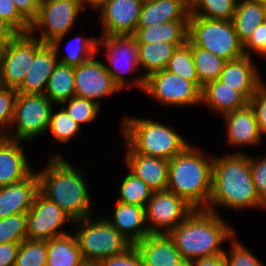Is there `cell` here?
Returning a JSON list of instances; mask_svg holds the SVG:
<instances>
[{
	"instance_id": "bcb514c9",
	"label": "cell",
	"mask_w": 266,
	"mask_h": 266,
	"mask_svg": "<svg viewBox=\"0 0 266 266\" xmlns=\"http://www.w3.org/2000/svg\"><path fill=\"white\" fill-rule=\"evenodd\" d=\"M99 264L101 266H145L135 245H131L121 254L102 260Z\"/></svg>"
},
{
	"instance_id": "30bf717a",
	"label": "cell",
	"mask_w": 266,
	"mask_h": 266,
	"mask_svg": "<svg viewBox=\"0 0 266 266\" xmlns=\"http://www.w3.org/2000/svg\"><path fill=\"white\" fill-rule=\"evenodd\" d=\"M103 46L104 55H106L111 66L106 65L108 73L113 77L114 83L120 90L127 86H135L144 91L145 79L141 75L134 78L130 85L124 74L139 72L138 64V42L132 35L123 36H102L98 41V52Z\"/></svg>"
},
{
	"instance_id": "f6af8a7d",
	"label": "cell",
	"mask_w": 266,
	"mask_h": 266,
	"mask_svg": "<svg viewBox=\"0 0 266 266\" xmlns=\"http://www.w3.org/2000/svg\"><path fill=\"white\" fill-rule=\"evenodd\" d=\"M250 170L256 193L266 205V156L260 159L250 156Z\"/></svg>"
},
{
	"instance_id": "f1b7e54d",
	"label": "cell",
	"mask_w": 266,
	"mask_h": 266,
	"mask_svg": "<svg viewBox=\"0 0 266 266\" xmlns=\"http://www.w3.org/2000/svg\"><path fill=\"white\" fill-rule=\"evenodd\" d=\"M232 21L239 40L244 44L257 26L265 21V4L257 0L237 1Z\"/></svg>"
},
{
	"instance_id": "e0dca14e",
	"label": "cell",
	"mask_w": 266,
	"mask_h": 266,
	"mask_svg": "<svg viewBox=\"0 0 266 266\" xmlns=\"http://www.w3.org/2000/svg\"><path fill=\"white\" fill-rule=\"evenodd\" d=\"M33 170L26 178L0 187V219L27 213L39 191V179Z\"/></svg>"
},
{
	"instance_id": "b9f144b4",
	"label": "cell",
	"mask_w": 266,
	"mask_h": 266,
	"mask_svg": "<svg viewBox=\"0 0 266 266\" xmlns=\"http://www.w3.org/2000/svg\"><path fill=\"white\" fill-rule=\"evenodd\" d=\"M17 91L0 86V135L5 136L12 123ZM8 128V129H7Z\"/></svg>"
},
{
	"instance_id": "d4e9b609",
	"label": "cell",
	"mask_w": 266,
	"mask_h": 266,
	"mask_svg": "<svg viewBox=\"0 0 266 266\" xmlns=\"http://www.w3.org/2000/svg\"><path fill=\"white\" fill-rule=\"evenodd\" d=\"M202 103L223 116L245 107L249 100L240 91L234 90L217 79L203 85L201 89Z\"/></svg>"
},
{
	"instance_id": "836d02e7",
	"label": "cell",
	"mask_w": 266,
	"mask_h": 266,
	"mask_svg": "<svg viewBox=\"0 0 266 266\" xmlns=\"http://www.w3.org/2000/svg\"><path fill=\"white\" fill-rule=\"evenodd\" d=\"M82 35L75 36L69 41L70 43H67L71 45L68 48L66 47V54H64L63 58L57 57L60 63L75 67L97 55L99 38H88Z\"/></svg>"
},
{
	"instance_id": "11a10c76",
	"label": "cell",
	"mask_w": 266,
	"mask_h": 266,
	"mask_svg": "<svg viewBox=\"0 0 266 266\" xmlns=\"http://www.w3.org/2000/svg\"><path fill=\"white\" fill-rule=\"evenodd\" d=\"M82 266H101L99 263L85 262Z\"/></svg>"
},
{
	"instance_id": "603a6c76",
	"label": "cell",
	"mask_w": 266,
	"mask_h": 266,
	"mask_svg": "<svg viewBox=\"0 0 266 266\" xmlns=\"http://www.w3.org/2000/svg\"><path fill=\"white\" fill-rule=\"evenodd\" d=\"M106 220L132 245L149 235L145 207L117 201L114 215Z\"/></svg>"
},
{
	"instance_id": "ba28073f",
	"label": "cell",
	"mask_w": 266,
	"mask_h": 266,
	"mask_svg": "<svg viewBox=\"0 0 266 266\" xmlns=\"http://www.w3.org/2000/svg\"><path fill=\"white\" fill-rule=\"evenodd\" d=\"M82 10L79 0H51L42 3L36 18L30 23L29 33L43 44H51L58 55L60 44ZM35 31H40V36L34 35Z\"/></svg>"
},
{
	"instance_id": "91938a15",
	"label": "cell",
	"mask_w": 266,
	"mask_h": 266,
	"mask_svg": "<svg viewBox=\"0 0 266 266\" xmlns=\"http://www.w3.org/2000/svg\"><path fill=\"white\" fill-rule=\"evenodd\" d=\"M189 4H191V2L193 1V0H186Z\"/></svg>"
},
{
	"instance_id": "1f68e13d",
	"label": "cell",
	"mask_w": 266,
	"mask_h": 266,
	"mask_svg": "<svg viewBox=\"0 0 266 266\" xmlns=\"http://www.w3.org/2000/svg\"><path fill=\"white\" fill-rule=\"evenodd\" d=\"M187 44L192 50V58L199 82L204 85L219 79L227 61L207 49L196 46L189 38Z\"/></svg>"
},
{
	"instance_id": "ab89813d",
	"label": "cell",
	"mask_w": 266,
	"mask_h": 266,
	"mask_svg": "<svg viewBox=\"0 0 266 266\" xmlns=\"http://www.w3.org/2000/svg\"><path fill=\"white\" fill-rule=\"evenodd\" d=\"M27 239V213L0 219V244L21 243Z\"/></svg>"
},
{
	"instance_id": "f5cc1de1",
	"label": "cell",
	"mask_w": 266,
	"mask_h": 266,
	"mask_svg": "<svg viewBox=\"0 0 266 266\" xmlns=\"http://www.w3.org/2000/svg\"><path fill=\"white\" fill-rule=\"evenodd\" d=\"M79 1L83 9L86 6L88 7L90 6V8L92 7L94 10L97 9L98 11L108 0H79Z\"/></svg>"
},
{
	"instance_id": "d6986e66",
	"label": "cell",
	"mask_w": 266,
	"mask_h": 266,
	"mask_svg": "<svg viewBox=\"0 0 266 266\" xmlns=\"http://www.w3.org/2000/svg\"><path fill=\"white\" fill-rule=\"evenodd\" d=\"M20 143L22 141L0 136V187L18 182L34 170Z\"/></svg>"
},
{
	"instance_id": "5bb4252c",
	"label": "cell",
	"mask_w": 266,
	"mask_h": 266,
	"mask_svg": "<svg viewBox=\"0 0 266 266\" xmlns=\"http://www.w3.org/2000/svg\"><path fill=\"white\" fill-rule=\"evenodd\" d=\"M67 222L74 223L56 203L38 191L27 212V239L49 240L67 234V231L60 229Z\"/></svg>"
},
{
	"instance_id": "74e56055",
	"label": "cell",
	"mask_w": 266,
	"mask_h": 266,
	"mask_svg": "<svg viewBox=\"0 0 266 266\" xmlns=\"http://www.w3.org/2000/svg\"><path fill=\"white\" fill-rule=\"evenodd\" d=\"M54 107L55 105L51 110L47 131H50L53 138L60 143H67L81 130V126L68 115L63 107L58 112H55Z\"/></svg>"
},
{
	"instance_id": "d590c367",
	"label": "cell",
	"mask_w": 266,
	"mask_h": 266,
	"mask_svg": "<svg viewBox=\"0 0 266 266\" xmlns=\"http://www.w3.org/2000/svg\"><path fill=\"white\" fill-rule=\"evenodd\" d=\"M166 70L193 82L200 90L203 85L199 82L194 62L192 58L191 47L186 43L178 47L166 65Z\"/></svg>"
},
{
	"instance_id": "8fae6325",
	"label": "cell",
	"mask_w": 266,
	"mask_h": 266,
	"mask_svg": "<svg viewBox=\"0 0 266 266\" xmlns=\"http://www.w3.org/2000/svg\"><path fill=\"white\" fill-rule=\"evenodd\" d=\"M44 44L30 33H18L0 50V86L17 90Z\"/></svg>"
},
{
	"instance_id": "83f0119b",
	"label": "cell",
	"mask_w": 266,
	"mask_h": 266,
	"mask_svg": "<svg viewBox=\"0 0 266 266\" xmlns=\"http://www.w3.org/2000/svg\"><path fill=\"white\" fill-rule=\"evenodd\" d=\"M47 252L46 266H82L85 263L75 233L47 240Z\"/></svg>"
},
{
	"instance_id": "6f0895ef",
	"label": "cell",
	"mask_w": 266,
	"mask_h": 266,
	"mask_svg": "<svg viewBox=\"0 0 266 266\" xmlns=\"http://www.w3.org/2000/svg\"><path fill=\"white\" fill-rule=\"evenodd\" d=\"M39 2V4L45 3L47 1H51V0H37Z\"/></svg>"
},
{
	"instance_id": "2e32d148",
	"label": "cell",
	"mask_w": 266,
	"mask_h": 266,
	"mask_svg": "<svg viewBox=\"0 0 266 266\" xmlns=\"http://www.w3.org/2000/svg\"><path fill=\"white\" fill-rule=\"evenodd\" d=\"M140 0H108L100 9L103 36L133 35L137 29Z\"/></svg>"
},
{
	"instance_id": "484cf974",
	"label": "cell",
	"mask_w": 266,
	"mask_h": 266,
	"mask_svg": "<svg viewBox=\"0 0 266 266\" xmlns=\"http://www.w3.org/2000/svg\"><path fill=\"white\" fill-rule=\"evenodd\" d=\"M190 4L186 0H158L142 4L137 27H150L174 20H189Z\"/></svg>"
},
{
	"instance_id": "4316f807",
	"label": "cell",
	"mask_w": 266,
	"mask_h": 266,
	"mask_svg": "<svg viewBox=\"0 0 266 266\" xmlns=\"http://www.w3.org/2000/svg\"><path fill=\"white\" fill-rule=\"evenodd\" d=\"M189 20H174L152 25L150 27H137L132 35L138 43H174L177 47L188 41Z\"/></svg>"
},
{
	"instance_id": "e575fe53",
	"label": "cell",
	"mask_w": 266,
	"mask_h": 266,
	"mask_svg": "<svg viewBox=\"0 0 266 266\" xmlns=\"http://www.w3.org/2000/svg\"><path fill=\"white\" fill-rule=\"evenodd\" d=\"M117 201L145 207L154 192L142 179L130 170L121 182Z\"/></svg>"
},
{
	"instance_id": "7a4b0ae2",
	"label": "cell",
	"mask_w": 266,
	"mask_h": 266,
	"mask_svg": "<svg viewBox=\"0 0 266 266\" xmlns=\"http://www.w3.org/2000/svg\"><path fill=\"white\" fill-rule=\"evenodd\" d=\"M38 172L39 191L56 203L74 222L92 214L93 202L82 171L61 155H51Z\"/></svg>"
},
{
	"instance_id": "277c9868",
	"label": "cell",
	"mask_w": 266,
	"mask_h": 266,
	"mask_svg": "<svg viewBox=\"0 0 266 266\" xmlns=\"http://www.w3.org/2000/svg\"><path fill=\"white\" fill-rule=\"evenodd\" d=\"M213 158L189 144L169 160L167 189L194 209H206L212 191ZM203 205V206H202Z\"/></svg>"
},
{
	"instance_id": "44dd1931",
	"label": "cell",
	"mask_w": 266,
	"mask_h": 266,
	"mask_svg": "<svg viewBox=\"0 0 266 266\" xmlns=\"http://www.w3.org/2000/svg\"><path fill=\"white\" fill-rule=\"evenodd\" d=\"M125 163L128 170L142 179L153 191L167 189L169 160L126 152Z\"/></svg>"
},
{
	"instance_id": "7c38bea8",
	"label": "cell",
	"mask_w": 266,
	"mask_h": 266,
	"mask_svg": "<svg viewBox=\"0 0 266 266\" xmlns=\"http://www.w3.org/2000/svg\"><path fill=\"white\" fill-rule=\"evenodd\" d=\"M145 92L162 105L187 107L201 104V90L193 82L166 69L145 79Z\"/></svg>"
},
{
	"instance_id": "d6a6232c",
	"label": "cell",
	"mask_w": 266,
	"mask_h": 266,
	"mask_svg": "<svg viewBox=\"0 0 266 266\" xmlns=\"http://www.w3.org/2000/svg\"><path fill=\"white\" fill-rule=\"evenodd\" d=\"M238 0H193L190 16L232 21Z\"/></svg>"
},
{
	"instance_id": "5b68a950",
	"label": "cell",
	"mask_w": 266,
	"mask_h": 266,
	"mask_svg": "<svg viewBox=\"0 0 266 266\" xmlns=\"http://www.w3.org/2000/svg\"><path fill=\"white\" fill-rule=\"evenodd\" d=\"M121 124L126 152L170 160L190 144L171 126L156 120L124 116Z\"/></svg>"
},
{
	"instance_id": "7dc6e473",
	"label": "cell",
	"mask_w": 266,
	"mask_h": 266,
	"mask_svg": "<svg viewBox=\"0 0 266 266\" xmlns=\"http://www.w3.org/2000/svg\"><path fill=\"white\" fill-rule=\"evenodd\" d=\"M244 55L250 56V50L266 58V21L259 24L253 34L243 44Z\"/></svg>"
},
{
	"instance_id": "ee69618b",
	"label": "cell",
	"mask_w": 266,
	"mask_h": 266,
	"mask_svg": "<svg viewBox=\"0 0 266 266\" xmlns=\"http://www.w3.org/2000/svg\"><path fill=\"white\" fill-rule=\"evenodd\" d=\"M252 107L259 130L263 135H266V84L262 82L256 89V92L249 100Z\"/></svg>"
},
{
	"instance_id": "ffe728a7",
	"label": "cell",
	"mask_w": 266,
	"mask_h": 266,
	"mask_svg": "<svg viewBox=\"0 0 266 266\" xmlns=\"http://www.w3.org/2000/svg\"><path fill=\"white\" fill-rule=\"evenodd\" d=\"M254 65L251 56L245 55L227 61L218 80L234 90L240 91L250 100L257 87L263 82Z\"/></svg>"
},
{
	"instance_id": "f546056e",
	"label": "cell",
	"mask_w": 266,
	"mask_h": 266,
	"mask_svg": "<svg viewBox=\"0 0 266 266\" xmlns=\"http://www.w3.org/2000/svg\"><path fill=\"white\" fill-rule=\"evenodd\" d=\"M178 47L174 43H138V64L146 70L144 79L151 74L162 71ZM144 74V75H143Z\"/></svg>"
},
{
	"instance_id": "816d5d0a",
	"label": "cell",
	"mask_w": 266,
	"mask_h": 266,
	"mask_svg": "<svg viewBox=\"0 0 266 266\" xmlns=\"http://www.w3.org/2000/svg\"><path fill=\"white\" fill-rule=\"evenodd\" d=\"M193 266H228L224 254L199 258L192 261Z\"/></svg>"
},
{
	"instance_id": "6da1fadb",
	"label": "cell",
	"mask_w": 266,
	"mask_h": 266,
	"mask_svg": "<svg viewBox=\"0 0 266 266\" xmlns=\"http://www.w3.org/2000/svg\"><path fill=\"white\" fill-rule=\"evenodd\" d=\"M232 209H261L250 170V155L243 151L213 158L212 191L206 210L216 213V206Z\"/></svg>"
},
{
	"instance_id": "4fadbf2b",
	"label": "cell",
	"mask_w": 266,
	"mask_h": 266,
	"mask_svg": "<svg viewBox=\"0 0 266 266\" xmlns=\"http://www.w3.org/2000/svg\"><path fill=\"white\" fill-rule=\"evenodd\" d=\"M193 210L191 205L173 192L154 191L145 206V222H147L148 231L150 234H168Z\"/></svg>"
},
{
	"instance_id": "db71d44e",
	"label": "cell",
	"mask_w": 266,
	"mask_h": 266,
	"mask_svg": "<svg viewBox=\"0 0 266 266\" xmlns=\"http://www.w3.org/2000/svg\"><path fill=\"white\" fill-rule=\"evenodd\" d=\"M175 266H193V265L192 261H189L188 259H182Z\"/></svg>"
},
{
	"instance_id": "7bdbcfd3",
	"label": "cell",
	"mask_w": 266,
	"mask_h": 266,
	"mask_svg": "<svg viewBox=\"0 0 266 266\" xmlns=\"http://www.w3.org/2000/svg\"><path fill=\"white\" fill-rule=\"evenodd\" d=\"M0 17L18 33H29L30 23L16 9L13 0H0Z\"/></svg>"
},
{
	"instance_id": "680465c9",
	"label": "cell",
	"mask_w": 266,
	"mask_h": 266,
	"mask_svg": "<svg viewBox=\"0 0 266 266\" xmlns=\"http://www.w3.org/2000/svg\"><path fill=\"white\" fill-rule=\"evenodd\" d=\"M257 1H260L263 4H266V0H257Z\"/></svg>"
},
{
	"instance_id": "ac0fdd59",
	"label": "cell",
	"mask_w": 266,
	"mask_h": 266,
	"mask_svg": "<svg viewBox=\"0 0 266 266\" xmlns=\"http://www.w3.org/2000/svg\"><path fill=\"white\" fill-rule=\"evenodd\" d=\"M227 126V141L232 146H253L262 141L254 111L248 103L245 107L222 116Z\"/></svg>"
},
{
	"instance_id": "9f6ffc18",
	"label": "cell",
	"mask_w": 266,
	"mask_h": 266,
	"mask_svg": "<svg viewBox=\"0 0 266 266\" xmlns=\"http://www.w3.org/2000/svg\"><path fill=\"white\" fill-rule=\"evenodd\" d=\"M142 4H148V3H152L154 1H158V0H140Z\"/></svg>"
},
{
	"instance_id": "3957f363",
	"label": "cell",
	"mask_w": 266,
	"mask_h": 266,
	"mask_svg": "<svg viewBox=\"0 0 266 266\" xmlns=\"http://www.w3.org/2000/svg\"><path fill=\"white\" fill-rule=\"evenodd\" d=\"M219 215L206 209H194L168 233L182 259L193 261L224 254L221 244L230 241L235 231Z\"/></svg>"
},
{
	"instance_id": "c3c4849f",
	"label": "cell",
	"mask_w": 266,
	"mask_h": 266,
	"mask_svg": "<svg viewBox=\"0 0 266 266\" xmlns=\"http://www.w3.org/2000/svg\"><path fill=\"white\" fill-rule=\"evenodd\" d=\"M19 13L31 23L37 16L40 4L37 0H13Z\"/></svg>"
},
{
	"instance_id": "60d3db41",
	"label": "cell",
	"mask_w": 266,
	"mask_h": 266,
	"mask_svg": "<svg viewBox=\"0 0 266 266\" xmlns=\"http://www.w3.org/2000/svg\"><path fill=\"white\" fill-rule=\"evenodd\" d=\"M235 238L236 235L231 238L229 252H224L228 266H264L259 258L244 246L245 244Z\"/></svg>"
},
{
	"instance_id": "681fc988",
	"label": "cell",
	"mask_w": 266,
	"mask_h": 266,
	"mask_svg": "<svg viewBox=\"0 0 266 266\" xmlns=\"http://www.w3.org/2000/svg\"><path fill=\"white\" fill-rule=\"evenodd\" d=\"M20 243L0 244V266H15Z\"/></svg>"
},
{
	"instance_id": "9c48e42d",
	"label": "cell",
	"mask_w": 266,
	"mask_h": 266,
	"mask_svg": "<svg viewBox=\"0 0 266 266\" xmlns=\"http://www.w3.org/2000/svg\"><path fill=\"white\" fill-rule=\"evenodd\" d=\"M54 104L44 94L17 93L14 115L10 128L15 127V134L9 131L5 137L18 141H30L47 133L51 110ZM15 124V125H14Z\"/></svg>"
},
{
	"instance_id": "7402d4cb",
	"label": "cell",
	"mask_w": 266,
	"mask_h": 266,
	"mask_svg": "<svg viewBox=\"0 0 266 266\" xmlns=\"http://www.w3.org/2000/svg\"><path fill=\"white\" fill-rule=\"evenodd\" d=\"M51 44H44L35 54L30 68L16 90L26 94H44L50 75L59 63Z\"/></svg>"
},
{
	"instance_id": "f35d334b",
	"label": "cell",
	"mask_w": 266,
	"mask_h": 266,
	"mask_svg": "<svg viewBox=\"0 0 266 266\" xmlns=\"http://www.w3.org/2000/svg\"><path fill=\"white\" fill-rule=\"evenodd\" d=\"M61 105L68 115L79 125L93 122L101 109V106L95 101L78 96L70 98Z\"/></svg>"
},
{
	"instance_id": "52a82bcc",
	"label": "cell",
	"mask_w": 266,
	"mask_h": 266,
	"mask_svg": "<svg viewBox=\"0 0 266 266\" xmlns=\"http://www.w3.org/2000/svg\"><path fill=\"white\" fill-rule=\"evenodd\" d=\"M188 38L196 46L226 61L244 56L243 43L236 34L233 21L189 16Z\"/></svg>"
},
{
	"instance_id": "9a60e30c",
	"label": "cell",
	"mask_w": 266,
	"mask_h": 266,
	"mask_svg": "<svg viewBox=\"0 0 266 266\" xmlns=\"http://www.w3.org/2000/svg\"><path fill=\"white\" fill-rule=\"evenodd\" d=\"M75 96L87 98L100 105V99L121 91L108 73L106 64L93 56L74 67Z\"/></svg>"
},
{
	"instance_id": "94428289",
	"label": "cell",
	"mask_w": 266,
	"mask_h": 266,
	"mask_svg": "<svg viewBox=\"0 0 266 266\" xmlns=\"http://www.w3.org/2000/svg\"><path fill=\"white\" fill-rule=\"evenodd\" d=\"M265 21H266V4H265Z\"/></svg>"
},
{
	"instance_id": "8992f818",
	"label": "cell",
	"mask_w": 266,
	"mask_h": 266,
	"mask_svg": "<svg viewBox=\"0 0 266 266\" xmlns=\"http://www.w3.org/2000/svg\"><path fill=\"white\" fill-rule=\"evenodd\" d=\"M92 215L75 221V233L85 262L100 263L123 253L132 244L125 239L106 218L92 219ZM75 224V225H74Z\"/></svg>"
},
{
	"instance_id": "4dcf8cb0",
	"label": "cell",
	"mask_w": 266,
	"mask_h": 266,
	"mask_svg": "<svg viewBox=\"0 0 266 266\" xmlns=\"http://www.w3.org/2000/svg\"><path fill=\"white\" fill-rule=\"evenodd\" d=\"M44 95L56 106L74 97V67L59 62L48 79Z\"/></svg>"
},
{
	"instance_id": "cb8c5ba5",
	"label": "cell",
	"mask_w": 266,
	"mask_h": 266,
	"mask_svg": "<svg viewBox=\"0 0 266 266\" xmlns=\"http://www.w3.org/2000/svg\"><path fill=\"white\" fill-rule=\"evenodd\" d=\"M145 266H175L182 257L168 234H149L135 244Z\"/></svg>"
},
{
	"instance_id": "f907efd6",
	"label": "cell",
	"mask_w": 266,
	"mask_h": 266,
	"mask_svg": "<svg viewBox=\"0 0 266 266\" xmlns=\"http://www.w3.org/2000/svg\"><path fill=\"white\" fill-rule=\"evenodd\" d=\"M18 32L0 17V50L9 43Z\"/></svg>"
},
{
	"instance_id": "8d00e7d4",
	"label": "cell",
	"mask_w": 266,
	"mask_h": 266,
	"mask_svg": "<svg viewBox=\"0 0 266 266\" xmlns=\"http://www.w3.org/2000/svg\"><path fill=\"white\" fill-rule=\"evenodd\" d=\"M47 240L25 239L19 245L15 266H46Z\"/></svg>"
}]
</instances>
